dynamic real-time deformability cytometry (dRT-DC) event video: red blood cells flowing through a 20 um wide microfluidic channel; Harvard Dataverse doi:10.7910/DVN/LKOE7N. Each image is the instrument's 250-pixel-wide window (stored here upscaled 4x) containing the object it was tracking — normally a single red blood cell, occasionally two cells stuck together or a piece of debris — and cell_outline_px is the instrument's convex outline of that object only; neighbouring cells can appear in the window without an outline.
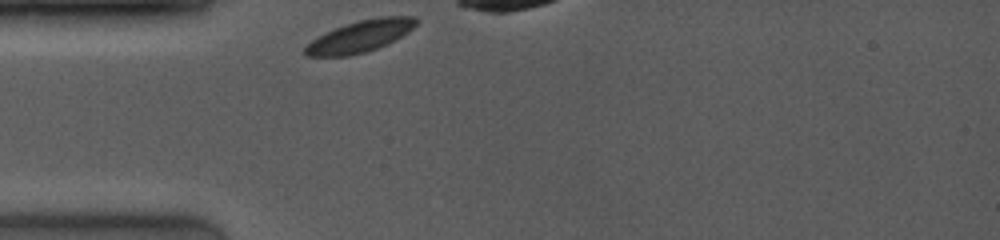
{"species": "common noctule bat (a hibernating species)", "species_latin": "Nyctalus noctula", "temperature_condition": "room temperature", "stored_images_in_passage": 23, "camera_frame_rate_fps": 4000, "um_per_image_px": 0.085, "animal": {"sex": "female", "body_mass_g": 19.0, "forearm_length_mm": 53.3}, "frame": {"image": 1, "passage_image": 1, "time_ms": 0.0, "image_size_px": [1000, 240], "cell_outline_px": [[420, 20], [408, 32], [376, 48], [364, 52], [348, 56], [304, 56], [300, 52], [312, 40], [336, 28], [360, 20], [380, 16], [416, 16]], "centroid_in_image_um": [30.6, 3.08], "position_along_channel_um": 54.4, "area_um2": 20.11}}
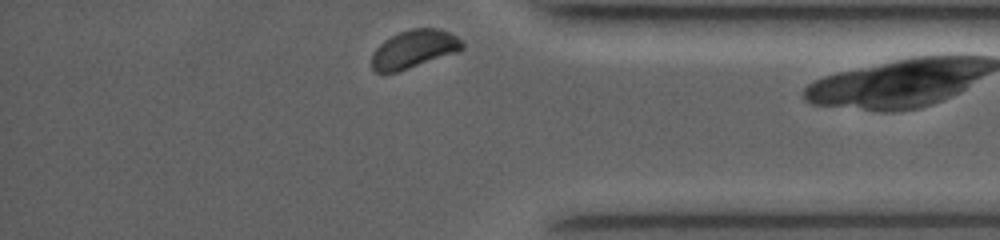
{"frame": {"image": 2, "passage_image": 23, "time_ms": 9.25, "image_size_px": [1000, 240], "cell_outline_px": [[464, 48], [456, 52], [396, 72], [376, 72], [372, 68], [372, 52], [384, 40], [400, 32], [412, 28], [440, 28], [456, 36], [464, 44]], "centroid_in_image_um": [35.18, 4.16], "position_along_channel_um": 400.0, "area_um2": 19.77}}